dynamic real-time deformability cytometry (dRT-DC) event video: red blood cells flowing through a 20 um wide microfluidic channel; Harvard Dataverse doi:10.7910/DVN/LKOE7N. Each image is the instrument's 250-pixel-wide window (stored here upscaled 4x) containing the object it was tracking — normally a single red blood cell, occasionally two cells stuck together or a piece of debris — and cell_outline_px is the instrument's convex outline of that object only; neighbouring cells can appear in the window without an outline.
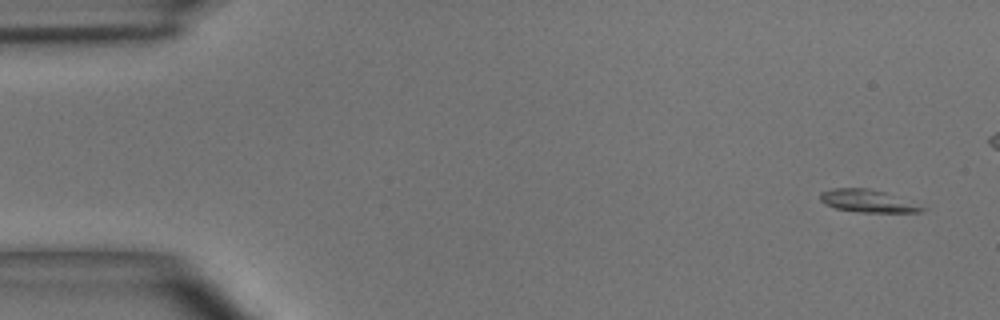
{"species": "common noctule bat (a hibernating species)", "species_latin": "Nyctalus noctula", "temperature_condition": "room temperature", "stored_images_in_passage": 49, "camera_frame_rate_fps": 3000, "um_per_image_px": 0.085, "animal": {"sex": "male", "body_mass_g": 15.6}, "frame": {"image": 1, "passage_image": 1, "time_ms": 0.0, "image_size_px": [1000, 320], "cell_outline_px": [[928, 208], [920, 212], [860, 212], [836, 208], [824, 204], [820, 200], [820, 192], [832, 188], [868, 188], [884, 192]], "centroid_in_image_um": [73.71, 17.08], "position_along_channel_um": 11.3, "area_um2": 13.24}}
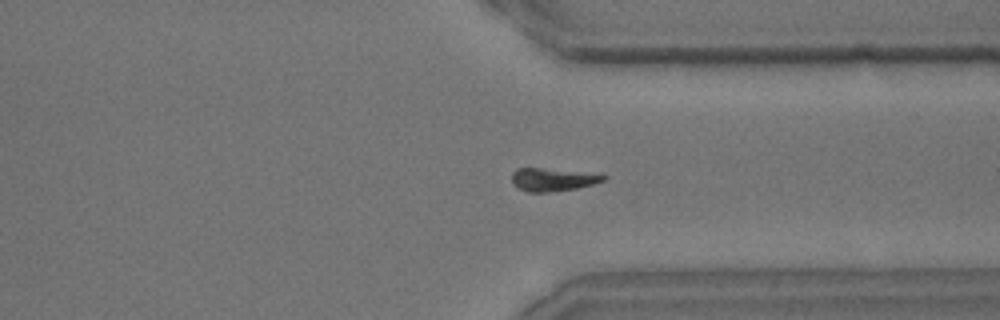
{"frame": {"image": 2, "passage_image": 37, "time_ms": 12.0, "image_size_px": [1000, 320], "cell_outline_px": [[608, 176], [604, 180], [592, 184], [576, 188], [552, 192], [528, 192], [512, 184], [512, 172], [516, 168], [540, 168]], "centroid_in_image_um": [46.89, 15.28], "position_along_channel_um": 364.5, "area_um2": 11.85}}
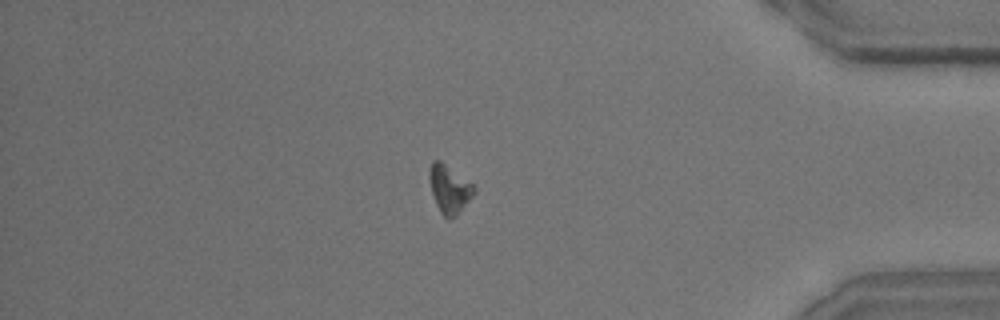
{"frame": {"image": 3, "passage_image": 42, "time_ms": 13.667, "image_size_px": [1000, 320], "cell_outline_px": [[476, 192], [456, 216], [448, 220], [440, 212], [436, 204], [432, 192], [428, 176], [428, 172], [432, 160], [440, 160], [472, 184], [476, 188]], "centroid_in_image_um": [38.18, 16.07], "position_along_channel_um": 397.0, "area_um2": 12.43}, "authors_computed_cell_mechanics": {"area_um2": 12.8316, "velocity_mm_per_s": 3.9304, "shape_relaxation_time_tau1_ms": 2.2259, "shape_relaxation_time_tau2_ms": 2.9347, "deformation_change_tau1": 0.1443, "deformation_change_tau2": 0.1071}}